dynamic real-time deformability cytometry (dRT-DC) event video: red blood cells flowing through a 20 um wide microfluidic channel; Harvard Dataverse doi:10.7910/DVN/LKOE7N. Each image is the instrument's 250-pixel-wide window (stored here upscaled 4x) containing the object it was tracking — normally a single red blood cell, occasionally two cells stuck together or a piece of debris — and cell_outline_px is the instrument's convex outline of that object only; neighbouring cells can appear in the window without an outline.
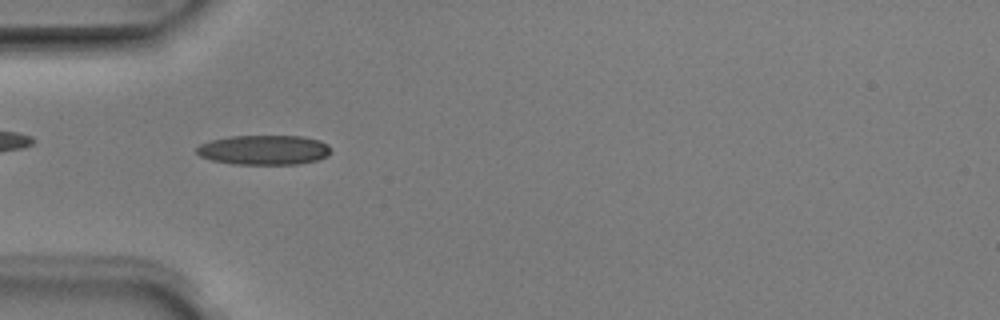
{"species": "Egyptian fruit bat (a non-hibernating species)", "species_latin": "Rousettus aegyptiacus", "temperature_condition": "room temperature", "stored_images_in_passage": 39, "camera_frame_rate_fps": 3000, "um_per_image_px": 0.085, "animal": {"sex": "male"}, "frame": {"image": 1, "passage_image": 4, "time_ms": 1.0, "image_size_px": [1000, 320], "cell_outline_px": [[332, 152], [328, 156], [316, 160], [300, 164], [232, 164], [212, 160], [200, 156], [196, 152], [196, 148], [200, 144], [212, 140], [228, 136], [300, 136], [320, 140], [328, 144], [332, 148]], "centroid_in_image_um": [22.47, 12.74], "position_along_channel_um": 62.5, "area_um2": 23.41}}
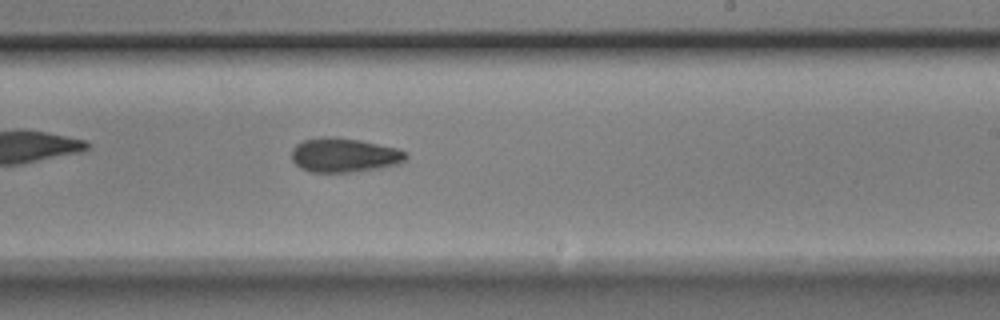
{"frame": {"image": 2, "passage_image": 19, "time_ms": 6.0, "image_size_px": [1000, 320], "cell_outline_px": [[408, 156], [400, 164], [380, 168], [352, 172], [308, 172], [300, 168], [292, 160], [292, 148], [296, 144], [304, 140], [320, 136], [332, 136], [360, 140], [396, 148], [408, 152]], "centroid_in_image_um": [29.25, 13.18], "position_along_channel_um": 259.8, "area_um2": 23.06}}
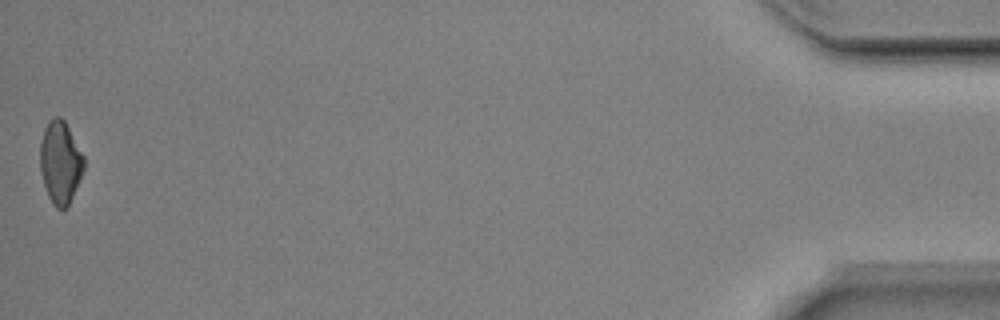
{"frame": {"image": 3, "passage_image": 39, "time_ms": 12.667, "image_size_px": [1000, 320], "cell_outline_px": [[84, 168], [68, 208], [56, 208], [52, 204], [48, 196], [44, 184], [40, 168], [40, 144], [44, 128], [48, 120], [52, 116], [60, 116], [64, 120], [84, 156]], "centroid_in_image_um": [5.11, 13.79], "position_along_channel_um": 430.1, "area_um2": 21.1}, "authors_computed_cell_mechanics": {"area_um2": 22.1374, "velocity_mm_per_s": 3.9836, "shape_relaxation_time_tau1_ms": 4.0699, "shape_relaxation_time_tau2_ms": 6.3466, "deformation_change_tau1": 0.1313, "deformation_change_tau2": 0.1331}}